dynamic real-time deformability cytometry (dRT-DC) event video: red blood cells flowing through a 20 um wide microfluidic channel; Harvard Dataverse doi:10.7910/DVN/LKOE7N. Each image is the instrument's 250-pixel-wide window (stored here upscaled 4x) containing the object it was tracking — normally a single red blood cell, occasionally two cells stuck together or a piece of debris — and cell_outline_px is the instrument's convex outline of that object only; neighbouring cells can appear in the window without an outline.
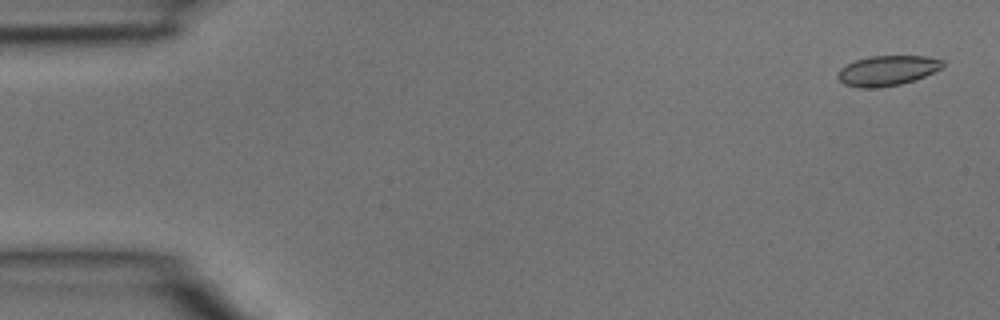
{"species": "common noctule bat (a hibernating species)", "species_latin": "Nyctalus noctula", "temperature_condition": "room temperature", "stored_images_in_passage": 5, "camera_frame_rate_fps": 3000, "um_per_image_px": 0.085, "animal": {"sex": "male", "body_mass_g": 15.6}, "frame": {"image": 1, "passage_image": 1, "time_ms": 0.0, "image_size_px": [1000, 320], "cell_outline_px": [[944, 64], [940, 68], [924, 76], [900, 84], [880, 88], [860, 88], [844, 84], [836, 76], [836, 72], [840, 68], [856, 60], [872, 56], [924, 56], [944, 60]], "centroid_in_image_um": [75.37, 6.0], "position_along_channel_um": 9.6, "area_um2": 18.26}}
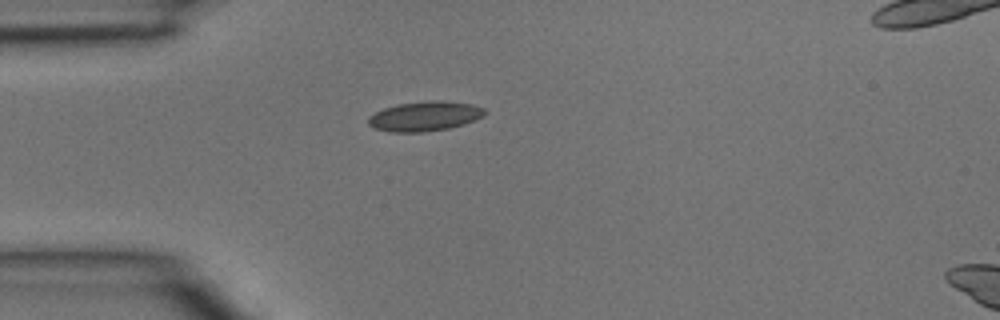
{"frame": {"image": 2, "passage_image": 4, "time_ms": 1.0, "image_size_px": [1000, 320], "cell_outline_px": [[488, 112], [484, 116], [464, 124], [448, 128], [424, 132], [388, 132], [376, 128], [368, 124], [368, 116], [384, 108], [396, 104], [432, 100], [440, 100], [472, 104], [484, 108]], "centroid_in_image_um": [36.12, 9.87], "position_along_channel_um": 48.9, "area_um2": 20.23}}